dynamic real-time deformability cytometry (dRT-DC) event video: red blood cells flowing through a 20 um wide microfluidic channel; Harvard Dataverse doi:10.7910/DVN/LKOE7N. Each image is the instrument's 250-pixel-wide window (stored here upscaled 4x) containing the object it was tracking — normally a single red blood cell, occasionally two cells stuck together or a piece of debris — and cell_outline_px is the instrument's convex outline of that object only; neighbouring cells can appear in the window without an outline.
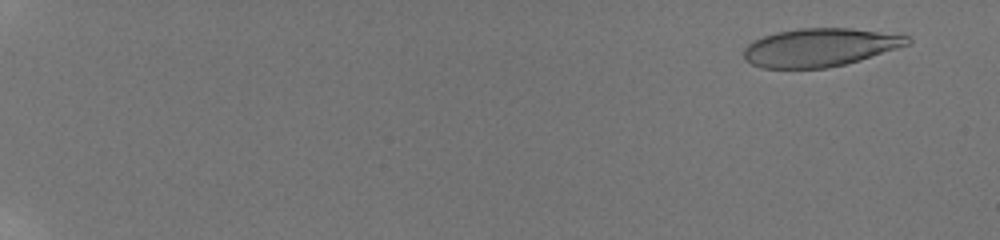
{"species": "human", "species_latin": "Homo sapiens", "temperature_condition": "room temperature", "stored_images_in_passage": 18, "camera_frame_rate_fps": 3000, "um_per_image_px": 0.085, "donor": {"sex": "male"}, "frame": {"image": 1, "passage_image": 3, "time_ms": 1.333, "image_size_px": [1000, 240], "cell_outline_px": [[912, 40], [908, 44], [860, 60], [828, 68], [760, 68], [744, 60], [744, 48], [752, 40], [776, 32], [800, 28], [852, 28], [908, 36]], "centroid_in_image_um": [69.63, 4.03], "position_along_channel_um": 15.4, "area_um2": 36.3}}
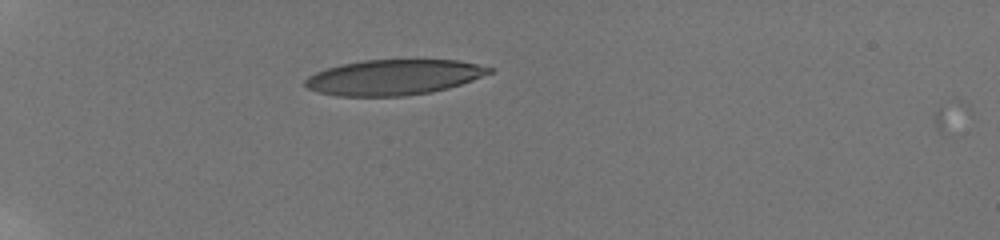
{"frame": {"image": 2, "passage_image": 13, "time_ms": 6.667, "image_size_px": [1000, 240], "cell_outline_px": [[496, 68], [492, 72], [472, 80], [448, 88], [432, 92], [404, 96], [336, 96], [316, 92], [308, 88], [304, 84], [304, 80], [308, 76], [316, 72], [340, 64], [364, 60], [456, 60]], "centroid_in_image_um": [33.44, 6.57], "position_along_channel_um": 51.6, "area_um2": 37.97}}
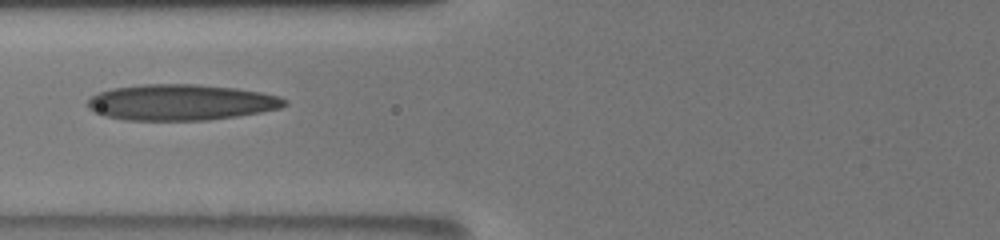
{"frame": {"image": 3, "passage_image": 16, "time_ms": 9.333, "image_size_px": [1000, 240], "cell_outline_px": [[288, 104], [280, 108], [260, 112], [236, 116], [208, 120], [124, 120], [104, 116], [92, 112], [88, 108], [88, 100], [92, 96], [100, 92], [112, 88], [144, 84], [196, 84], [236, 88], [260, 92], [280, 96], [288, 100]], "centroid_in_image_um": [15.38, 8.7], "position_along_channel_um": 110.4, "area_um2": 41.38}}